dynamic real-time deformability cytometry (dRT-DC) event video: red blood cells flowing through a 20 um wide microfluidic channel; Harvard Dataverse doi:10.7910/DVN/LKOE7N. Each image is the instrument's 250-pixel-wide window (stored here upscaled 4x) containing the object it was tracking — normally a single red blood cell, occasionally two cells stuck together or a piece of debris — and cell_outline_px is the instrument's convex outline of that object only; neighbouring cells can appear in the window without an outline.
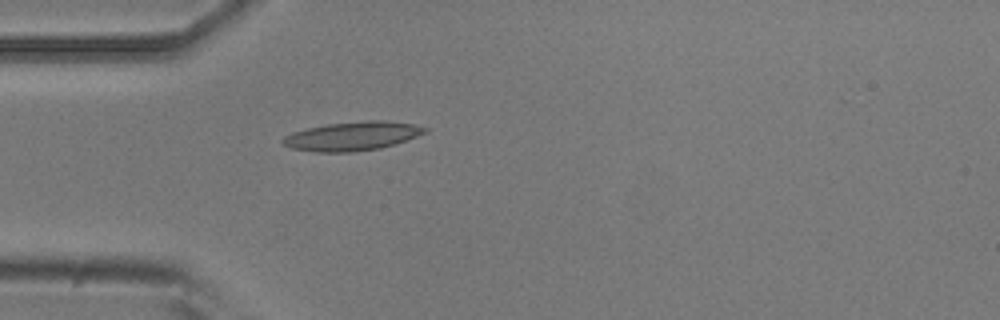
{"species": "common noctule bat (a hibernating species)", "species_latin": "Nyctalus noctula", "temperature_condition": "room temperature", "stored_images_in_passage": 4, "camera_frame_rate_fps": 3000, "um_per_image_px": 0.085, "animal": {"sex": "male", "body_mass_g": 20.5, "forearm_length_mm": 52.5}, "frame": {"image": 1, "passage_image": 4, "time_ms": 4.333, "image_size_px": [1000, 320], "cell_outline_px": [[428, 132], [380, 148], [352, 152], [316, 152], [292, 148], [284, 144], [280, 140], [284, 136], [292, 132], [308, 128], [328, 124], [368, 120], [384, 120], [412, 124], [428, 128]], "centroid_in_image_um": [29.92, 11.57], "position_along_channel_um": 55.1, "area_um2": 23.64}}